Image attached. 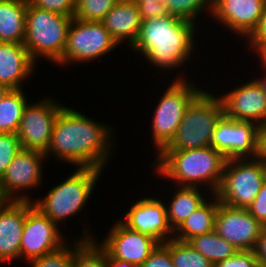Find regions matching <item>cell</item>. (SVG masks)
<instances>
[{"instance_id":"17","label":"cell","mask_w":266,"mask_h":267,"mask_svg":"<svg viewBox=\"0 0 266 267\" xmlns=\"http://www.w3.org/2000/svg\"><path fill=\"white\" fill-rule=\"evenodd\" d=\"M223 94L219 98L226 117L266 125V94L254 78Z\"/></svg>"},{"instance_id":"38","label":"cell","mask_w":266,"mask_h":267,"mask_svg":"<svg viewBox=\"0 0 266 267\" xmlns=\"http://www.w3.org/2000/svg\"><path fill=\"white\" fill-rule=\"evenodd\" d=\"M247 210L260 224L266 227V182L263 183Z\"/></svg>"},{"instance_id":"24","label":"cell","mask_w":266,"mask_h":267,"mask_svg":"<svg viewBox=\"0 0 266 267\" xmlns=\"http://www.w3.org/2000/svg\"><path fill=\"white\" fill-rule=\"evenodd\" d=\"M171 201L166 204L167 219L173 232L189 217L202 203L206 194L199 187L177 186Z\"/></svg>"},{"instance_id":"20","label":"cell","mask_w":266,"mask_h":267,"mask_svg":"<svg viewBox=\"0 0 266 267\" xmlns=\"http://www.w3.org/2000/svg\"><path fill=\"white\" fill-rule=\"evenodd\" d=\"M36 66L24 44L0 42V85L10 90L22 89Z\"/></svg>"},{"instance_id":"25","label":"cell","mask_w":266,"mask_h":267,"mask_svg":"<svg viewBox=\"0 0 266 267\" xmlns=\"http://www.w3.org/2000/svg\"><path fill=\"white\" fill-rule=\"evenodd\" d=\"M83 229V235L73 241L72 267H106V250L94 239L90 228Z\"/></svg>"},{"instance_id":"30","label":"cell","mask_w":266,"mask_h":267,"mask_svg":"<svg viewBox=\"0 0 266 267\" xmlns=\"http://www.w3.org/2000/svg\"><path fill=\"white\" fill-rule=\"evenodd\" d=\"M119 0H76L73 18L101 21Z\"/></svg>"},{"instance_id":"9","label":"cell","mask_w":266,"mask_h":267,"mask_svg":"<svg viewBox=\"0 0 266 267\" xmlns=\"http://www.w3.org/2000/svg\"><path fill=\"white\" fill-rule=\"evenodd\" d=\"M119 46L101 21H83L73 18L67 34L60 67L74 63H89L110 54ZM115 48V49H114Z\"/></svg>"},{"instance_id":"26","label":"cell","mask_w":266,"mask_h":267,"mask_svg":"<svg viewBox=\"0 0 266 267\" xmlns=\"http://www.w3.org/2000/svg\"><path fill=\"white\" fill-rule=\"evenodd\" d=\"M193 248L207 258L214 266L234 256L239 250L215 231L193 237L188 241Z\"/></svg>"},{"instance_id":"5","label":"cell","mask_w":266,"mask_h":267,"mask_svg":"<svg viewBox=\"0 0 266 267\" xmlns=\"http://www.w3.org/2000/svg\"><path fill=\"white\" fill-rule=\"evenodd\" d=\"M72 20L73 16L33 7L27 0L23 44L36 63L44 57L56 65L63 56Z\"/></svg>"},{"instance_id":"14","label":"cell","mask_w":266,"mask_h":267,"mask_svg":"<svg viewBox=\"0 0 266 267\" xmlns=\"http://www.w3.org/2000/svg\"><path fill=\"white\" fill-rule=\"evenodd\" d=\"M263 227L247 209L219 203L214 231L239 251L254 250Z\"/></svg>"},{"instance_id":"11","label":"cell","mask_w":266,"mask_h":267,"mask_svg":"<svg viewBox=\"0 0 266 267\" xmlns=\"http://www.w3.org/2000/svg\"><path fill=\"white\" fill-rule=\"evenodd\" d=\"M63 106L48 96L39 102H28L16 132L21 148L45 153L51 142L55 120Z\"/></svg>"},{"instance_id":"27","label":"cell","mask_w":266,"mask_h":267,"mask_svg":"<svg viewBox=\"0 0 266 267\" xmlns=\"http://www.w3.org/2000/svg\"><path fill=\"white\" fill-rule=\"evenodd\" d=\"M23 89L10 90L0 102V133H16L27 103Z\"/></svg>"},{"instance_id":"45","label":"cell","mask_w":266,"mask_h":267,"mask_svg":"<svg viewBox=\"0 0 266 267\" xmlns=\"http://www.w3.org/2000/svg\"><path fill=\"white\" fill-rule=\"evenodd\" d=\"M127 1H129V2H131V3L138 4L141 0H127Z\"/></svg>"},{"instance_id":"31","label":"cell","mask_w":266,"mask_h":267,"mask_svg":"<svg viewBox=\"0 0 266 267\" xmlns=\"http://www.w3.org/2000/svg\"><path fill=\"white\" fill-rule=\"evenodd\" d=\"M31 267H72V246L65 244L58 250L33 259Z\"/></svg>"},{"instance_id":"3","label":"cell","mask_w":266,"mask_h":267,"mask_svg":"<svg viewBox=\"0 0 266 267\" xmlns=\"http://www.w3.org/2000/svg\"><path fill=\"white\" fill-rule=\"evenodd\" d=\"M226 158L212 146L186 150H162L153 161L154 172L177 186H206L215 194ZM211 190V191H210Z\"/></svg>"},{"instance_id":"44","label":"cell","mask_w":266,"mask_h":267,"mask_svg":"<svg viewBox=\"0 0 266 267\" xmlns=\"http://www.w3.org/2000/svg\"><path fill=\"white\" fill-rule=\"evenodd\" d=\"M10 91L9 88L0 85V102L3 100V98L6 96V94Z\"/></svg>"},{"instance_id":"18","label":"cell","mask_w":266,"mask_h":267,"mask_svg":"<svg viewBox=\"0 0 266 267\" xmlns=\"http://www.w3.org/2000/svg\"><path fill=\"white\" fill-rule=\"evenodd\" d=\"M266 0H214L211 17L245 39L257 27Z\"/></svg>"},{"instance_id":"34","label":"cell","mask_w":266,"mask_h":267,"mask_svg":"<svg viewBox=\"0 0 266 267\" xmlns=\"http://www.w3.org/2000/svg\"><path fill=\"white\" fill-rule=\"evenodd\" d=\"M214 267H260V265L254 250H241Z\"/></svg>"},{"instance_id":"10","label":"cell","mask_w":266,"mask_h":267,"mask_svg":"<svg viewBox=\"0 0 266 267\" xmlns=\"http://www.w3.org/2000/svg\"><path fill=\"white\" fill-rule=\"evenodd\" d=\"M46 159L44 152L23 148L19 150L0 178V200L29 202L36 200L37 198H31L25 190L41 186L44 178L43 162Z\"/></svg>"},{"instance_id":"36","label":"cell","mask_w":266,"mask_h":267,"mask_svg":"<svg viewBox=\"0 0 266 267\" xmlns=\"http://www.w3.org/2000/svg\"><path fill=\"white\" fill-rule=\"evenodd\" d=\"M142 20L160 18L169 15L160 0H141L138 4Z\"/></svg>"},{"instance_id":"41","label":"cell","mask_w":266,"mask_h":267,"mask_svg":"<svg viewBox=\"0 0 266 267\" xmlns=\"http://www.w3.org/2000/svg\"><path fill=\"white\" fill-rule=\"evenodd\" d=\"M106 267H136L129 262L112 258L106 252Z\"/></svg>"},{"instance_id":"29","label":"cell","mask_w":266,"mask_h":267,"mask_svg":"<svg viewBox=\"0 0 266 267\" xmlns=\"http://www.w3.org/2000/svg\"><path fill=\"white\" fill-rule=\"evenodd\" d=\"M169 14L197 24L199 14L205 9L212 15L213 0H160Z\"/></svg>"},{"instance_id":"12","label":"cell","mask_w":266,"mask_h":267,"mask_svg":"<svg viewBox=\"0 0 266 267\" xmlns=\"http://www.w3.org/2000/svg\"><path fill=\"white\" fill-rule=\"evenodd\" d=\"M61 228L33 206L26 214L20 244V259H33L54 252L64 246Z\"/></svg>"},{"instance_id":"23","label":"cell","mask_w":266,"mask_h":267,"mask_svg":"<svg viewBox=\"0 0 266 267\" xmlns=\"http://www.w3.org/2000/svg\"><path fill=\"white\" fill-rule=\"evenodd\" d=\"M27 0H0V42L23 44Z\"/></svg>"},{"instance_id":"6","label":"cell","mask_w":266,"mask_h":267,"mask_svg":"<svg viewBox=\"0 0 266 267\" xmlns=\"http://www.w3.org/2000/svg\"><path fill=\"white\" fill-rule=\"evenodd\" d=\"M205 89L186 108L172 141L163 150H186L211 146L217 122L224 115L218 95Z\"/></svg>"},{"instance_id":"15","label":"cell","mask_w":266,"mask_h":267,"mask_svg":"<svg viewBox=\"0 0 266 267\" xmlns=\"http://www.w3.org/2000/svg\"><path fill=\"white\" fill-rule=\"evenodd\" d=\"M101 245L114 259L139 267L160 244L155 238L132 230L120 220L109 229Z\"/></svg>"},{"instance_id":"35","label":"cell","mask_w":266,"mask_h":267,"mask_svg":"<svg viewBox=\"0 0 266 267\" xmlns=\"http://www.w3.org/2000/svg\"><path fill=\"white\" fill-rule=\"evenodd\" d=\"M139 267H175L169 253V240L159 244Z\"/></svg>"},{"instance_id":"19","label":"cell","mask_w":266,"mask_h":267,"mask_svg":"<svg viewBox=\"0 0 266 267\" xmlns=\"http://www.w3.org/2000/svg\"><path fill=\"white\" fill-rule=\"evenodd\" d=\"M34 206L29 201L0 200V262L20 259V244L27 212Z\"/></svg>"},{"instance_id":"1","label":"cell","mask_w":266,"mask_h":267,"mask_svg":"<svg viewBox=\"0 0 266 267\" xmlns=\"http://www.w3.org/2000/svg\"><path fill=\"white\" fill-rule=\"evenodd\" d=\"M112 127L88 118L72 107L60 109L55 120L49 148L56 161L72 164L75 168L104 170L114 149ZM112 151V152H111Z\"/></svg>"},{"instance_id":"2","label":"cell","mask_w":266,"mask_h":267,"mask_svg":"<svg viewBox=\"0 0 266 267\" xmlns=\"http://www.w3.org/2000/svg\"><path fill=\"white\" fill-rule=\"evenodd\" d=\"M198 26L199 23L195 24L171 14L142 20L131 49L144 56L147 63L162 70L161 72L182 69L194 55V34L197 33Z\"/></svg>"},{"instance_id":"39","label":"cell","mask_w":266,"mask_h":267,"mask_svg":"<svg viewBox=\"0 0 266 267\" xmlns=\"http://www.w3.org/2000/svg\"><path fill=\"white\" fill-rule=\"evenodd\" d=\"M255 159L263 165H266V125L260 127L257 136V152Z\"/></svg>"},{"instance_id":"13","label":"cell","mask_w":266,"mask_h":267,"mask_svg":"<svg viewBox=\"0 0 266 267\" xmlns=\"http://www.w3.org/2000/svg\"><path fill=\"white\" fill-rule=\"evenodd\" d=\"M260 126L223 115L212 134L211 146L227 160L255 158Z\"/></svg>"},{"instance_id":"43","label":"cell","mask_w":266,"mask_h":267,"mask_svg":"<svg viewBox=\"0 0 266 267\" xmlns=\"http://www.w3.org/2000/svg\"><path fill=\"white\" fill-rule=\"evenodd\" d=\"M261 69L264 70V74H262L259 78H255V81L261 86L266 94V68L261 67Z\"/></svg>"},{"instance_id":"4","label":"cell","mask_w":266,"mask_h":267,"mask_svg":"<svg viewBox=\"0 0 266 267\" xmlns=\"http://www.w3.org/2000/svg\"><path fill=\"white\" fill-rule=\"evenodd\" d=\"M63 182L51 187L43 199L34 200V206L58 226L85 209L103 170L76 168ZM84 208V209H83ZM66 219V220H65Z\"/></svg>"},{"instance_id":"40","label":"cell","mask_w":266,"mask_h":267,"mask_svg":"<svg viewBox=\"0 0 266 267\" xmlns=\"http://www.w3.org/2000/svg\"><path fill=\"white\" fill-rule=\"evenodd\" d=\"M254 251L259 265L266 267V227H263Z\"/></svg>"},{"instance_id":"32","label":"cell","mask_w":266,"mask_h":267,"mask_svg":"<svg viewBox=\"0 0 266 267\" xmlns=\"http://www.w3.org/2000/svg\"><path fill=\"white\" fill-rule=\"evenodd\" d=\"M21 149L16 133H0V178Z\"/></svg>"},{"instance_id":"16","label":"cell","mask_w":266,"mask_h":267,"mask_svg":"<svg viewBox=\"0 0 266 267\" xmlns=\"http://www.w3.org/2000/svg\"><path fill=\"white\" fill-rule=\"evenodd\" d=\"M120 221L128 228L155 238L160 244L174 237L167 219L166 204L156 197L132 203Z\"/></svg>"},{"instance_id":"33","label":"cell","mask_w":266,"mask_h":267,"mask_svg":"<svg viewBox=\"0 0 266 267\" xmlns=\"http://www.w3.org/2000/svg\"><path fill=\"white\" fill-rule=\"evenodd\" d=\"M28 3L43 10L52 11L65 16H73L76 0H28Z\"/></svg>"},{"instance_id":"8","label":"cell","mask_w":266,"mask_h":267,"mask_svg":"<svg viewBox=\"0 0 266 267\" xmlns=\"http://www.w3.org/2000/svg\"><path fill=\"white\" fill-rule=\"evenodd\" d=\"M264 182L265 165L255 158L228 159L215 195L221 203L247 209Z\"/></svg>"},{"instance_id":"22","label":"cell","mask_w":266,"mask_h":267,"mask_svg":"<svg viewBox=\"0 0 266 267\" xmlns=\"http://www.w3.org/2000/svg\"><path fill=\"white\" fill-rule=\"evenodd\" d=\"M183 223L174 231V239L188 242L195 236L214 231L215 217L218 210L219 199L211 194ZM210 200V201H208Z\"/></svg>"},{"instance_id":"37","label":"cell","mask_w":266,"mask_h":267,"mask_svg":"<svg viewBox=\"0 0 266 267\" xmlns=\"http://www.w3.org/2000/svg\"><path fill=\"white\" fill-rule=\"evenodd\" d=\"M248 40V50L252 49L255 53L262 45L266 44V4L259 19L257 27L246 38Z\"/></svg>"},{"instance_id":"28","label":"cell","mask_w":266,"mask_h":267,"mask_svg":"<svg viewBox=\"0 0 266 267\" xmlns=\"http://www.w3.org/2000/svg\"><path fill=\"white\" fill-rule=\"evenodd\" d=\"M169 253L175 267H214V264L196 251L189 242L169 239Z\"/></svg>"},{"instance_id":"42","label":"cell","mask_w":266,"mask_h":267,"mask_svg":"<svg viewBox=\"0 0 266 267\" xmlns=\"http://www.w3.org/2000/svg\"><path fill=\"white\" fill-rule=\"evenodd\" d=\"M260 59L261 66L266 68V44L262 45L256 52Z\"/></svg>"},{"instance_id":"46","label":"cell","mask_w":266,"mask_h":267,"mask_svg":"<svg viewBox=\"0 0 266 267\" xmlns=\"http://www.w3.org/2000/svg\"><path fill=\"white\" fill-rule=\"evenodd\" d=\"M265 182H266V165H265Z\"/></svg>"},{"instance_id":"7","label":"cell","mask_w":266,"mask_h":267,"mask_svg":"<svg viewBox=\"0 0 266 267\" xmlns=\"http://www.w3.org/2000/svg\"><path fill=\"white\" fill-rule=\"evenodd\" d=\"M180 76L182 77H176L168 88L166 87L152 113L151 141L157 155L172 141L186 108L203 91L200 86L189 81L188 77L184 78L183 74Z\"/></svg>"},{"instance_id":"21","label":"cell","mask_w":266,"mask_h":267,"mask_svg":"<svg viewBox=\"0 0 266 267\" xmlns=\"http://www.w3.org/2000/svg\"><path fill=\"white\" fill-rule=\"evenodd\" d=\"M101 22L118 45L126 42L131 47L138 36L142 18L137 4L119 0Z\"/></svg>"}]
</instances>
